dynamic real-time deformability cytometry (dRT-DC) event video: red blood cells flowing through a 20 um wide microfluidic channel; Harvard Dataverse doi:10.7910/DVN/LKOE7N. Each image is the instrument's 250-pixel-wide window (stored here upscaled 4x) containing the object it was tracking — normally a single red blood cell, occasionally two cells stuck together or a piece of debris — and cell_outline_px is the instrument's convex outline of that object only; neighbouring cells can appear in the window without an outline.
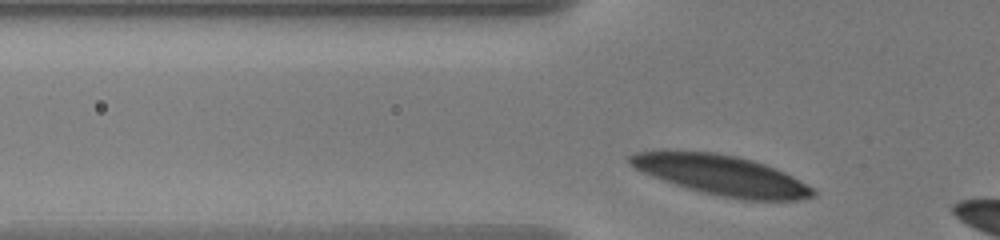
{"species": "human", "species_latin": "Homo sapiens", "temperature_condition": "warm", "stored_images_in_passage": 32, "camera_frame_rate_fps": 3000, "um_per_image_px": 0.085, "donor": {"sex": "male"}, "frame": {"image": 1, "passage_image": 2, "time_ms": 0.333, "image_size_px": [1000, 240], "cell_outline_px": [[816, 196], [800, 200], [744, 200], [720, 196], [688, 188], [652, 176], [628, 164], [628, 156], [636, 152], [712, 152], [736, 156], [752, 160], [764, 164], [784, 172], [792, 176], [812, 188], [816, 192]], "centroid_in_image_um": [61.38, 14.91], "position_along_channel_um": 64.4, "area_um2": 41.85}}
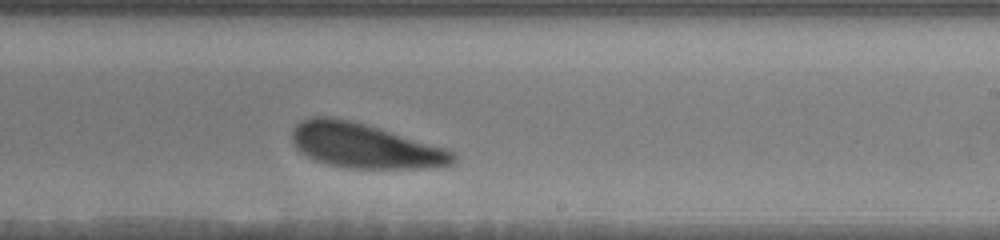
{"frame": {"image": 2, "passage_image": 19, "time_ms": 6.0, "image_size_px": [1000, 240], "cell_outline_px": [[456, 160], [452, 164], [436, 168], [348, 168], [328, 164], [316, 160], [300, 152], [292, 144], [292, 128], [300, 120], [312, 116], [328, 116], [348, 120], [380, 128], [448, 148], [456, 156]], "centroid_in_image_um": [31.01, 12.39], "position_along_channel_um": 258.0, "area_um2": 42.19}}
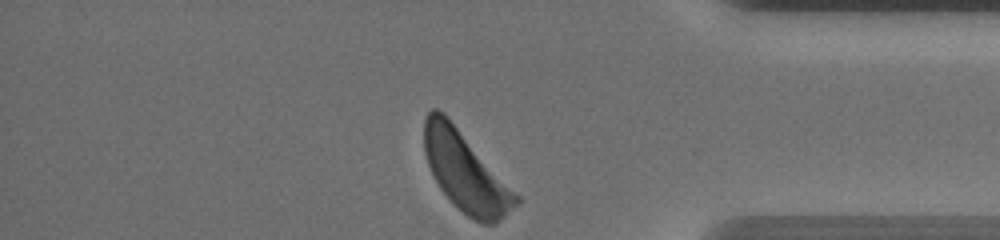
{"frame": {"image": 3, "passage_image": 32, "time_ms": 10.333, "image_size_px": [1000, 240], "cell_outline_px": [[520, 200], [496, 224], [484, 224], [468, 216], [456, 208], [452, 204], [440, 188], [428, 164], [424, 152], [424, 120], [428, 112], [432, 108], [436, 108], [444, 112], [520, 196]], "centroid_in_image_um": [39.56, 14.6], "position_along_channel_um": 395.6, "area_um2": 42.19}, "authors_computed_cell_mechanics": {"area_um2": 42.8587, "velocity_mm_per_s": 3.525, "shape_relaxation_time_tau1_ms": 1.9689, "shape_relaxation_time_tau2_ms": 10.2239, "deformation_change_tau1": 0.1273, "deformation_change_tau2": 0.2154}}